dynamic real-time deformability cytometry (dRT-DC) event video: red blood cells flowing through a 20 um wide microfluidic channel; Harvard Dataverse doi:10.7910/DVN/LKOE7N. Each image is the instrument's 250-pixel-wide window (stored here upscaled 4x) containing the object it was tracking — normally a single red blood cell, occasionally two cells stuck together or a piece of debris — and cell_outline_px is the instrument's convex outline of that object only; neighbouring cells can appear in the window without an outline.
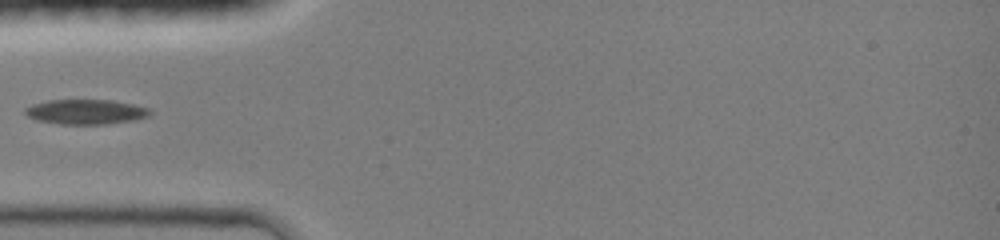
{"species": "common noctule bat (a hibernating species)", "species_latin": "Nyctalus noctula", "temperature_condition": "room temperature", "stored_images_in_passage": 18, "camera_frame_rate_fps": 3000, "um_per_image_px": 0.085, "animal": {"sex": "female", "body_mass_g": 19.0, "forearm_length_mm": 51.5}, "frame": {"image": 1, "passage_image": 1, "time_ms": 0.0, "image_size_px": [1000, 240], "cell_outline_px": [[152, 112], [148, 116], [132, 120], [104, 124], [60, 124], [36, 120], [28, 116], [24, 112], [24, 108], [32, 104], [48, 100], [112, 100], [132, 104], [148, 108]], "centroid_in_image_um": [7.25, 9.5], "position_along_channel_um": 77.7, "area_um2": 17.98}}
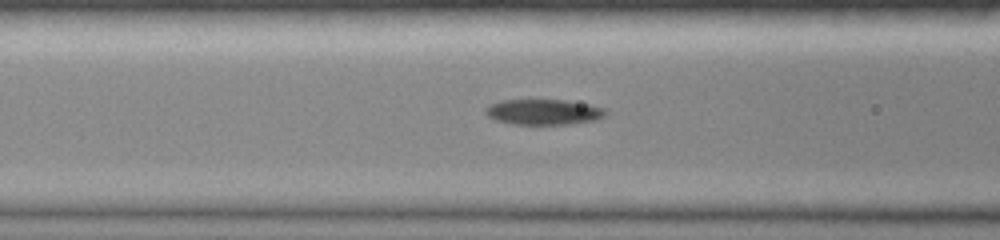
{"frame": {"image": 2, "passage_image": 7, "time_ms": 1.0, "image_size_px": [1000, 240], "cell_outline_px": [[608, 112], [604, 116], [596, 120], [572, 124], [512, 124], [496, 120], [488, 116], [484, 112], [484, 108], [488, 104], [500, 100], [564, 100], [588, 104], [604, 108]], "centroid_in_image_um": [46.18, 9.51], "position_along_channel_um": 120.4, "area_um2": 17.98}}
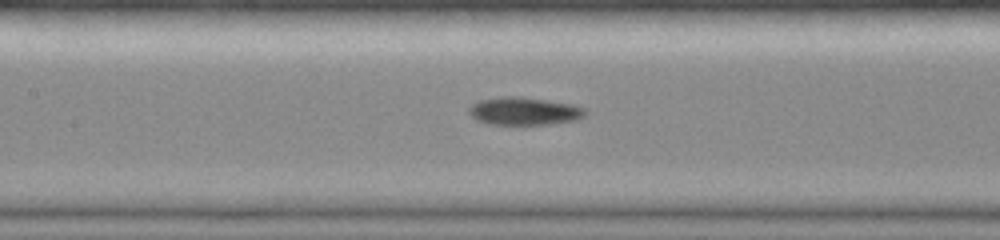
{"frame": {"image": 3, "passage_image": 13, "time_ms": 2.0, "image_size_px": [1000, 240], "cell_outline_px": [[588, 112], [584, 116], [576, 120], [548, 124], [488, 124], [476, 120], [468, 112], [468, 108], [472, 104], [480, 100], [500, 96], [524, 96], [572, 104], [584, 108]], "centroid_in_image_um": [44.54, 9.43], "position_along_channel_um": 162.9, "area_um2": 19.02}}